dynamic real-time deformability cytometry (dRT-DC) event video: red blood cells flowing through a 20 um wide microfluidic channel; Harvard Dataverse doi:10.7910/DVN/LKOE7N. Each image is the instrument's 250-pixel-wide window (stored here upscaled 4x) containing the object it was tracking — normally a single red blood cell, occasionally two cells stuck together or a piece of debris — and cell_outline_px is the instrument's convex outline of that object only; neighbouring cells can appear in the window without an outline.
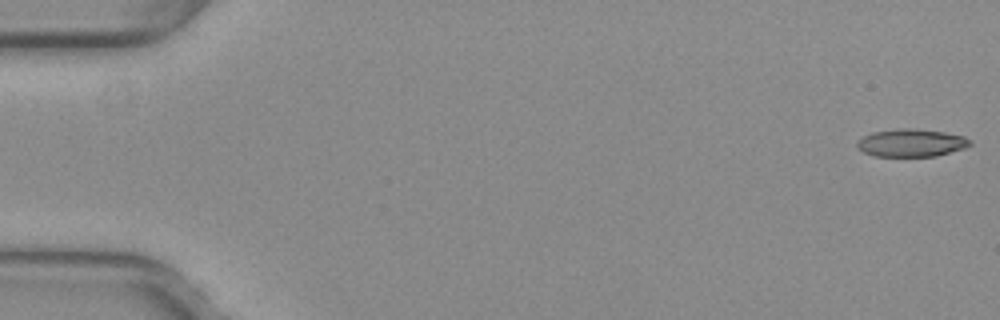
{"species": "common noctule bat (a hibernating species)", "species_latin": "Nyctalus noctula", "temperature_condition": "warm", "stored_images_in_passage": 8, "camera_frame_rate_fps": 3000, "um_per_image_px": 0.085, "animal": {"sex": "female", "body_mass_g": 29.2, "forearm_length_mm": 56.3}, "frame": {"image": 1, "passage_image": 1, "time_ms": 0.0, "image_size_px": [1000, 320], "cell_outline_px": [[972, 144], [964, 148], [936, 156], [872, 156], [864, 152], [856, 144], [864, 136], [872, 132], [900, 128], [908, 128], [944, 132], [964, 136], [972, 140]], "centroid_in_image_um": [77.49, 12.14], "position_along_channel_um": 7.5, "area_um2": 18.09}}